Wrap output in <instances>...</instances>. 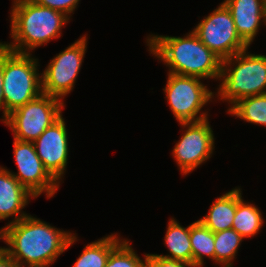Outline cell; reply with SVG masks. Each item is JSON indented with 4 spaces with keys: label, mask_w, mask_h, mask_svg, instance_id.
<instances>
[{
    "label": "cell",
    "mask_w": 266,
    "mask_h": 267,
    "mask_svg": "<svg viewBox=\"0 0 266 267\" xmlns=\"http://www.w3.org/2000/svg\"><path fill=\"white\" fill-rule=\"evenodd\" d=\"M87 49V36L83 35L73 44L51 59L41 73L43 94L60 100L75 86Z\"/></svg>",
    "instance_id": "9c48e42d"
},
{
    "label": "cell",
    "mask_w": 266,
    "mask_h": 267,
    "mask_svg": "<svg viewBox=\"0 0 266 267\" xmlns=\"http://www.w3.org/2000/svg\"><path fill=\"white\" fill-rule=\"evenodd\" d=\"M64 100L41 94L36 99L8 114L3 122L13 133L14 139L34 142L57 121L64 109Z\"/></svg>",
    "instance_id": "52a82bcc"
},
{
    "label": "cell",
    "mask_w": 266,
    "mask_h": 267,
    "mask_svg": "<svg viewBox=\"0 0 266 267\" xmlns=\"http://www.w3.org/2000/svg\"><path fill=\"white\" fill-rule=\"evenodd\" d=\"M35 196L29 192L11 174V171L0 167V220H5L12 216L14 219L8 224L15 223L28 214L22 209L26 207L30 199Z\"/></svg>",
    "instance_id": "5bb4252c"
},
{
    "label": "cell",
    "mask_w": 266,
    "mask_h": 267,
    "mask_svg": "<svg viewBox=\"0 0 266 267\" xmlns=\"http://www.w3.org/2000/svg\"><path fill=\"white\" fill-rule=\"evenodd\" d=\"M14 157L18 173L11 174L23 185L35 198L43 192L47 198H51L59 189V182L48 172L38 157L33 142L14 139Z\"/></svg>",
    "instance_id": "8fae6325"
},
{
    "label": "cell",
    "mask_w": 266,
    "mask_h": 267,
    "mask_svg": "<svg viewBox=\"0 0 266 267\" xmlns=\"http://www.w3.org/2000/svg\"><path fill=\"white\" fill-rule=\"evenodd\" d=\"M190 242L194 267H203L204 257L215 262L214 233L200 220L190 224Z\"/></svg>",
    "instance_id": "d6986e66"
},
{
    "label": "cell",
    "mask_w": 266,
    "mask_h": 267,
    "mask_svg": "<svg viewBox=\"0 0 266 267\" xmlns=\"http://www.w3.org/2000/svg\"><path fill=\"white\" fill-rule=\"evenodd\" d=\"M16 262L0 248V267H12Z\"/></svg>",
    "instance_id": "484cf974"
},
{
    "label": "cell",
    "mask_w": 266,
    "mask_h": 267,
    "mask_svg": "<svg viewBox=\"0 0 266 267\" xmlns=\"http://www.w3.org/2000/svg\"><path fill=\"white\" fill-rule=\"evenodd\" d=\"M177 219L171 218L167 224L164 237L170 254L161 255L162 257L179 260L192 265V247L190 242V225L183 227Z\"/></svg>",
    "instance_id": "2e32d148"
},
{
    "label": "cell",
    "mask_w": 266,
    "mask_h": 267,
    "mask_svg": "<svg viewBox=\"0 0 266 267\" xmlns=\"http://www.w3.org/2000/svg\"><path fill=\"white\" fill-rule=\"evenodd\" d=\"M192 31L222 61L249 49L238 35L231 12L223 2Z\"/></svg>",
    "instance_id": "ba28073f"
},
{
    "label": "cell",
    "mask_w": 266,
    "mask_h": 267,
    "mask_svg": "<svg viewBox=\"0 0 266 267\" xmlns=\"http://www.w3.org/2000/svg\"><path fill=\"white\" fill-rule=\"evenodd\" d=\"M65 120L61 116L33 143L48 172L60 183L66 171L69 145Z\"/></svg>",
    "instance_id": "7c38bea8"
},
{
    "label": "cell",
    "mask_w": 266,
    "mask_h": 267,
    "mask_svg": "<svg viewBox=\"0 0 266 267\" xmlns=\"http://www.w3.org/2000/svg\"><path fill=\"white\" fill-rule=\"evenodd\" d=\"M247 50L222 61L217 97L230 103L228 110L242 98L266 94V55Z\"/></svg>",
    "instance_id": "277c9868"
},
{
    "label": "cell",
    "mask_w": 266,
    "mask_h": 267,
    "mask_svg": "<svg viewBox=\"0 0 266 267\" xmlns=\"http://www.w3.org/2000/svg\"><path fill=\"white\" fill-rule=\"evenodd\" d=\"M3 46V95L5 120L11 112L39 97L42 92L38 59Z\"/></svg>",
    "instance_id": "5b68a950"
},
{
    "label": "cell",
    "mask_w": 266,
    "mask_h": 267,
    "mask_svg": "<svg viewBox=\"0 0 266 267\" xmlns=\"http://www.w3.org/2000/svg\"><path fill=\"white\" fill-rule=\"evenodd\" d=\"M230 10L235 28L241 39L250 47L260 25H266V0H224Z\"/></svg>",
    "instance_id": "4fadbf2b"
},
{
    "label": "cell",
    "mask_w": 266,
    "mask_h": 267,
    "mask_svg": "<svg viewBox=\"0 0 266 267\" xmlns=\"http://www.w3.org/2000/svg\"><path fill=\"white\" fill-rule=\"evenodd\" d=\"M237 207V188L217 197L208 214L199 219L213 233L231 229Z\"/></svg>",
    "instance_id": "9a60e30c"
},
{
    "label": "cell",
    "mask_w": 266,
    "mask_h": 267,
    "mask_svg": "<svg viewBox=\"0 0 266 267\" xmlns=\"http://www.w3.org/2000/svg\"><path fill=\"white\" fill-rule=\"evenodd\" d=\"M10 13L13 42H0L8 50L31 54L50 40L58 39L70 18L62 12L36 4L32 0H13Z\"/></svg>",
    "instance_id": "3957f363"
},
{
    "label": "cell",
    "mask_w": 266,
    "mask_h": 267,
    "mask_svg": "<svg viewBox=\"0 0 266 267\" xmlns=\"http://www.w3.org/2000/svg\"><path fill=\"white\" fill-rule=\"evenodd\" d=\"M141 257L136 254L129 240H122L110 253L105 267H144L145 263Z\"/></svg>",
    "instance_id": "7402d4cb"
},
{
    "label": "cell",
    "mask_w": 266,
    "mask_h": 267,
    "mask_svg": "<svg viewBox=\"0 0 266 267\" xmlns=\"http://www.w3.org/2000/svg\"><path fill=\"white\" fill-rule=\"evenodd\" d=\"M38 5L49 7L56 11L62 12L67 15L69 18L71 14H74L75 9L80 0H32Z\"/></svg>",
    "instance_id": "603a6c76"
},
{
    "label": "cell",
    "mask_w": 266,
    "mask_h": 267,
    "mask_svg": "<svg viewBox=\"0 0 266 267\" xmlns=\"http://www.w3.org/2000/svg\"><path fill=\"white\" fill-rule=\"evenodd\" d=\"M144 267H194V266L183 261L162 257L159 254L146 253Z\"/></svg>",
    "instance_id": "cb8c5ba5"
},
{
    "label": "cell",
    "mask_w": 266,
    "mask_h": 267,
    "mask_svg": "<svg viewBox=\"0 0 266 267\" xmlns=\"http://www.w3.org/2000/svg\"><path fill=\"white\" fill-rule=\"evenodd\" d=\"M241 188L237 187V207L232 228L243 238H251L262 229L264 219L258 207L242 199Z\"/></svg>",
    "instance_id": "e0dca14e"
},
{
    "label": "cell",
    "mask_w": 266,
    "mask_h": 267,
    "mask_svg": "<svg viewBox=\"0 0 266 267\" xmlns=\"http://www.w3.org/2000/svg\"><path fill=\"white\" fill-rule=\"evenodd\" d=\"M12 267H25V266L15 263Z\"/></svg>",
    "instance_id": "4316f807"
},
{
    "label": "cell",
    "mask_w": 266,
    "mask_h": 267,
    "mask_svg": "<svg viewBox=\"0 0 266 267\" xmlns=\"http://www.w3.org/2000/svg\"><path fill=\"white\" fill-rule=\"evenodd\" d=\"M116 233L86 245L73 267H105L111 251L123 240Z\"/></svg>",
    "instance_id": "ac0fdd59"
},
{
    "label": "cell",
    "mask_w": 266,
    "mask_h": 267,
    "mask_svg": "<svg viewBox=\"0 0 266 267\" xmlns=\"http://www.w3.org/2000/svg\"><path fill=\"white\" fill-rule=\"evenodd\" d=\"M227 113L245 122L266 126V94L242 98Z\"/></svg>",
    "instance_id": "ffe728a7"
},
{
    "label": "cell",
    "mask_w": 266,
    "mask_h": 267,
    "mask_svg": "<svg viewBox=\"0 0 266 267\" xmlns=\"http://www.w3.org/2000/svg\"><path fill=\"white\" fill-rule=\"evenodd\" d=\"M167 79L163 91L166 94L169 107L179 123L199 122L208 119V113L201 110L208 102H212L214 95H217L216 92L214 94L197 77L181 76L168 72Z\"/></svg>",
    "instance_id": "8992f818"
},
{
    "label": "cell",
    "mask_w": 266,
    "mask_h": 267,
    "mask_svg": "<svg viewBox=\"0 0 266 267\" xmlns=\"http://www.w3.org/2000/svg\"><path fill=\"white\" fill-rule=\"evenodd\" d=\"M146 41L150 53L169 67V73L218 80L222 60L193 31L184 37L152 34Z\"/></svg>",
    "instance_id": "7a4b0ae2"
},
{
    "label": "cell",
    "mask_w": 266,
    "mask_h": 267,
    "mask_svg": "<svg viewBox=\"0 0 266 267\" xmlns=\"http://www.w3.org/2000/svg\"><path fill=\"white\" fill-rule=\"evenodd\" d=\"M3 45L0 43V110H3V119L2 122L5 121V101L3 95Z\"/></svg>",
    "instance_id": "d4e9b609"
},
{
    "label": "cell",
    "mask_w": 266,
    "mask_h": 267,
    "mask_svg": "<svg viewBox=\"0 0 266 267\" xmlns=\"http://www.w3.org/2000/svg\"><path fill=\"white\" fill-rule=\"evenodd\" d=\"M243 239L233 228L214 233L215 264L232 267Z\"/></svg>",
    "instance_id": "44dd1931"
},
{
    "label": "cell",
    "mask_w": 266,
    "mask_h": 267,
    "mask_svg": "<svg viewBox=\"0 0 266 267\" xmlns=\"http://www.w3.org/2000/svg\"><path fill=\"white\" fill-rule=\"evenodd\" d=\"M2 249L25 267H49L78 239L31 215L1 228Z\"/></svg>",
    "instance_id": "6da1fadb"
},
{
    "label": "cell",
    "mask_w": 266,
    "mask_h": 267,
    "mask_svg": "<svg viewBox=\"0 0 266 267\" xmlns=\"http://www.w3.org/2000/svg\"><path fill=\"white\" fill-rule=\"evenodd\" d=\"M208 120L179 123L186 129L174 146L172 156L183 175L191 173L212 157L215 138Z\"/></svg>",
    "instance_id": "30bf717a"
}]
</instances>
